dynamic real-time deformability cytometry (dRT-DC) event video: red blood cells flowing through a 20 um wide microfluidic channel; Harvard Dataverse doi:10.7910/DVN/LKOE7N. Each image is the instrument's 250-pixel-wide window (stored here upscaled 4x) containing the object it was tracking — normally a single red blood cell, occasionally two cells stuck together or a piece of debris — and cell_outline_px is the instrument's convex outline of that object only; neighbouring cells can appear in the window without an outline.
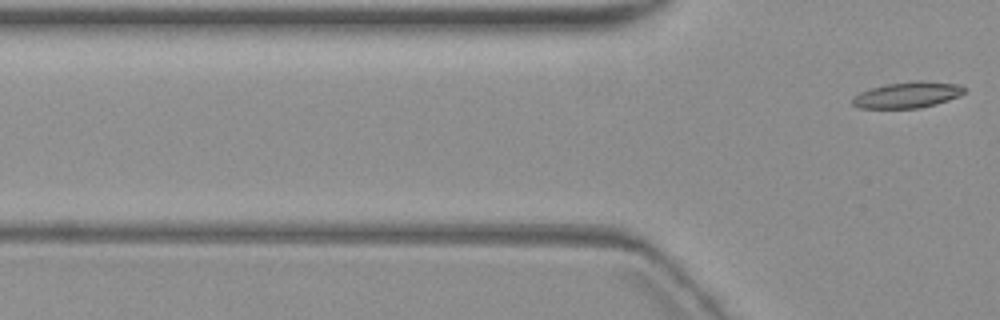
{"species": "common noctule bat (a hibernating species)", "species_latin": "Nyctalus noctula", "temperature_condition": "warm", "stored_images_in_passage": 4, "camera_frame_rate_fps": 3000, "um_per_image_px": 0.085, "animal": {"sex": "female", "body_mass_g": 19.3, "forearm_length_mm": 54.1}, "frame": {"image": 1, "passage_image": 3, "time_ms": 2.333, "image_size_px": [1000, 320], "cell_outline_px": [[640, 252], [632, 252], [456, 244], [452, 240], [476, 236], [548, 236], [616, 244], [636, 248]], "centroid_in_image_um": [46.19, 20.67], "position_along_channel_um": 79.6, "area_um2": 12.2}}